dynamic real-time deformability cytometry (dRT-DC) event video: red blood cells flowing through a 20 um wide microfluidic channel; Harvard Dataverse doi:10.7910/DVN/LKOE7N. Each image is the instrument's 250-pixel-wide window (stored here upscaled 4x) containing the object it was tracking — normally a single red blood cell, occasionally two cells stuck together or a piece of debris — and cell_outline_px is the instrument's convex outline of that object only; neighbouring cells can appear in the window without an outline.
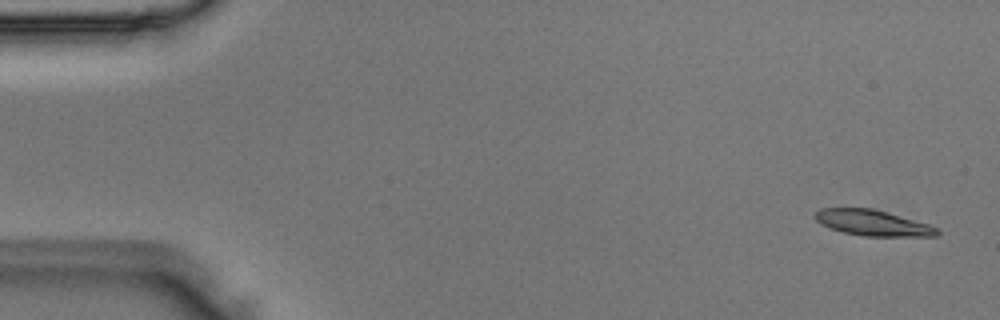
{"species": "Egyptian fruit bat (a non-hibernating species)", "species_latin": "Rousettus aegyptiacus", "temperature_condition": "room temperature", "stored_images_in_passage": 50, "camera_frame_rate_fps": 3000, "um_per_image_px": 0.085, "animal": {"sex": "male"}, "frame": {"image": 1, "passage_image": 2, "time_ms": 0.333, "image_size_px": [1000, 320], "cell_outline_px": [[940, 232], [936, 236], [864, 236], [844, 232], [820, 224], [816, 220], [816, 212], [820, 208], [872, 208], [928, 224], [936, 228]], "centroid_in_image_um": [74.17, 18.94], "position_along_channel_um": 10.8, "area_um2": 17.98}}
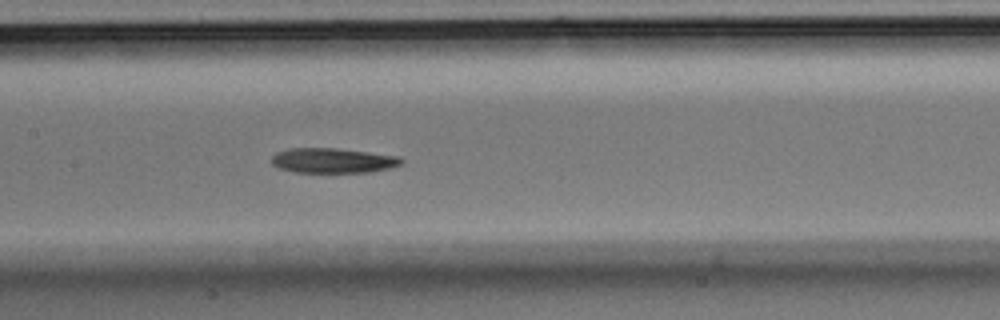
{"frame": {"image": 2, "passage_image": 24, "time_ms": 7.667, "image_size_px": [1000, 320], "cell_outline_px": [[404, 160], [400, 164], [388, 168], [372, 172], [296, 172], [280, 168], [272, 164], [272, 156], [276, 152], [288, 148], [336, 148], [400, 156]], "centroid_in_image_um": [28.29, 13.64], "position_along_channel_um": 179.1, "area_um2": 18.79}}
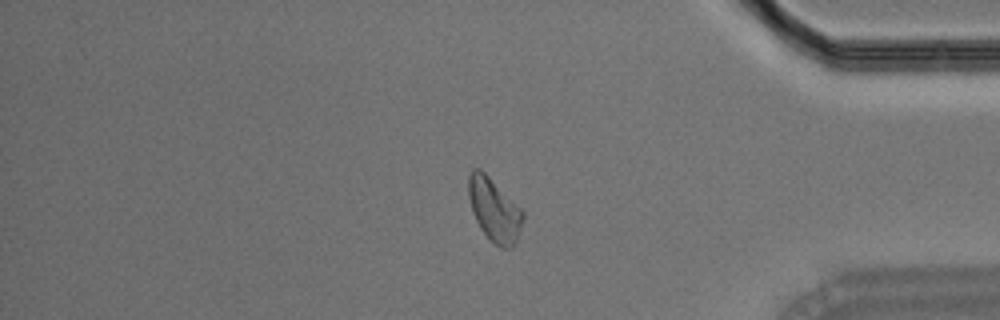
{"frame": {"image": 3, "passage_image": 42, "time_ms": 13.667, "image_size_px": [1000, 320], "cell_outline_px": [[524, 216], [516, 240], [512, 248], [500, 248], [480, 228], [472, 212], [468, 196], [468, 176], [472, 168], [480, 168], [524, 212]], "centroid_in_image_um": [41.98, 17.82], "position_along_channel_um": 393.2, "area_um2": 19.65}}